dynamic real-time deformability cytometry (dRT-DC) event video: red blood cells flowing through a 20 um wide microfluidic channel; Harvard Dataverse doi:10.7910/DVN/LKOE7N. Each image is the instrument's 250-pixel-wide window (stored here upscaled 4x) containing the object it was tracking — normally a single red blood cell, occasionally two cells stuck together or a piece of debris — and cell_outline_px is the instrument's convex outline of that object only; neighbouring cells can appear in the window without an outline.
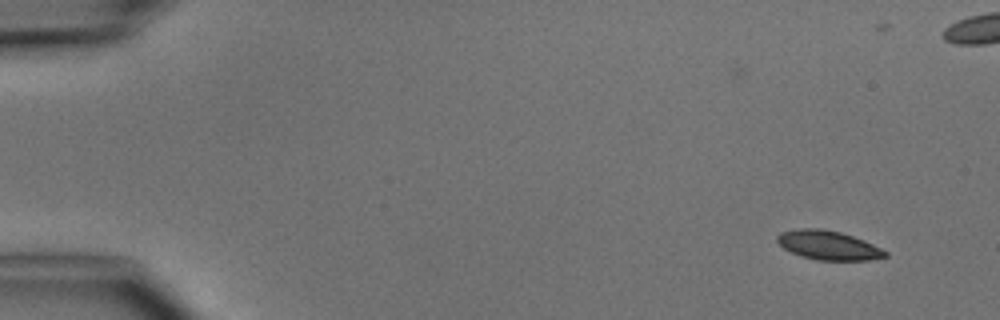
{"species": "common noctule bat (a hibernating species)", "species_latin": "Nyctalus noctula", "temperature_condition": "cold", "stored_images_in_passage": 7, "camera_frame_rate_fps": 3000, "um_per_image_px": 0.085, "animal": {"sex": "male", "body_mass_g": 15.6}, "frame": {"image": 1, "passage_image": 2, "time_ms": 2.333, "image_size_px": [1000, 320], "cell_outline_px": [[888, 256], [868, 260], [816, 260], [800, 256], [784, 248], [776, 240], [776, 236], [780, 232], [800, 228], [820, 228], [840, 232], [864, 240], [888, 252]], "centroid_in_image_um": [70.39, 20.84], "position_along_channel_um": 14.6, "area_um2": 18.26}}